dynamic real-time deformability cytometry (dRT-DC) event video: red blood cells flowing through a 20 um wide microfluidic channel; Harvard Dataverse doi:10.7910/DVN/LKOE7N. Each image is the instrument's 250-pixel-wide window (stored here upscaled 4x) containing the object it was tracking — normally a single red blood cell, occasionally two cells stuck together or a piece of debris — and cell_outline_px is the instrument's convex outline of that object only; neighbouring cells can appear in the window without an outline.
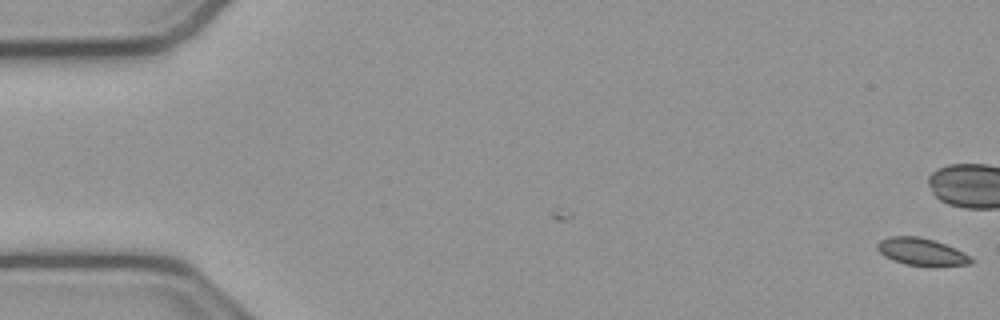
{"species": "common noctule bat (a hibernating species)", "species_latin": "Nyctalus noctula", "temperature_condition": "cold", "stored_images_in_passage": 5, "camera_frame_rate_fps": 3000, "um_per_image_px": 0.085, "animal": {"sex": "male", "body_mass_g": 23.1, "forearm_length_mm": 52.7}, "frame": {"image": 1, "passage_image": 5, "time_ms": 1.333, "image_size_px": [1000, 320], "cell_outline_px": [[976, 260], [972, 264], [904, 264], [884, 256], [876, 248], [876, 244], [880, 240], [888, 236], [920, 236], [956, 248], [972, 256]], "centroid_in_image_um": [78.32, 21.36], "position_along_channel_um": 6.7, "area_um2": 14.57}}